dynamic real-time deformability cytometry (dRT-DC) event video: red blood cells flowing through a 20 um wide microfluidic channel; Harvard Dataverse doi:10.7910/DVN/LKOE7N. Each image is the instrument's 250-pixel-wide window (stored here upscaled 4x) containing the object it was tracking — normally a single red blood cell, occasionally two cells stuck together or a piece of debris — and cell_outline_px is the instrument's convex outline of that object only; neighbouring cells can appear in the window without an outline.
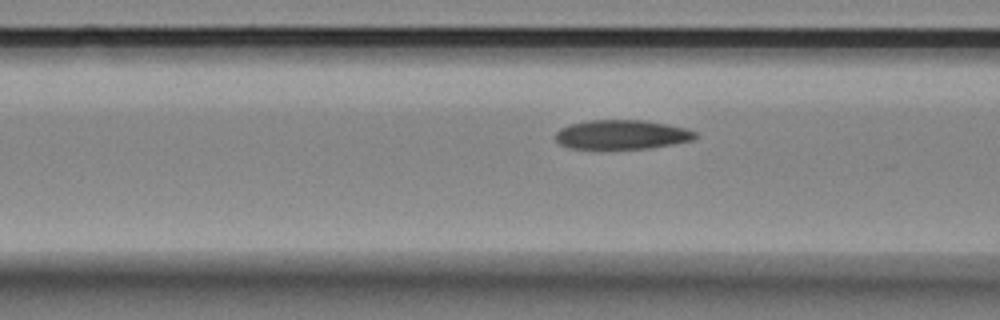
{"species": "Egyptian fruit bat (a non-hibernating species)", "species_latin": "Rousettus aegyptiacus", "temperature_condition": "room temperature", "stored_images_in_passage": 12, "camera_frame_rate_fps": 3000, "um_per_image_px": 0.085, "animal": {"sex": "female"}, "frame": {"image": 1, "passage_image": 10, "time_ms": 3.0, "image_size_px": [1000, 320], "cell_outline_px": [[700, 136], [696, 140], [648, 148], [572, 148], [560, 144], [556, 140], [556, 132], [560, 128], [568, 124], [588, 120], [644, 120], [688, 128], [696, 132]], "centroid_in_image_um": [52.9, 11.43], "position_along_channel_um": 113.7, "area_um2": 23.93}}